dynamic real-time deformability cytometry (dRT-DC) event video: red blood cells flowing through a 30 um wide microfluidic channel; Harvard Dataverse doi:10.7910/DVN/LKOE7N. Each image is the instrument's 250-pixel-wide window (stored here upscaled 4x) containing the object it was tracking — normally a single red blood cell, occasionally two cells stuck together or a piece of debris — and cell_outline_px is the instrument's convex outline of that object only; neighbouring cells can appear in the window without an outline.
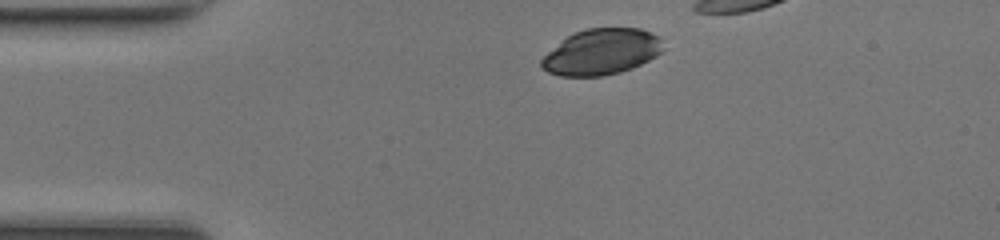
{"species": "common noctule bat (a hibernating species)", "species_latin": "Nyctalus noctula", "temperature_condition": "room temperature", "stored_images_in_passage": 18, "camera_frame_rate_fps": 3000, "um_per_image_px": 0.085, "animal": {"sex": "female", "body_mass_g": 17.0, "forearm_length_mm": 48.0}, "frame": {"image": 1, "passage_image": 1, "time_ms": 0.0, "image_size_px": [1000, 240], "cell_outline_px": [[660, 52], [656, 56], [632, 68], [620, 72], [600, 76], [560, 76], [548, 72], [540, 64], [540, 60], [548, 52], [568, 36], [576, 32], [588, 28], [640, 28], [660, 36]], "centroid_in_image_um": [51.11, 4.41], "position_along_channel_um": 33.9, "area_um2": 32.08}}
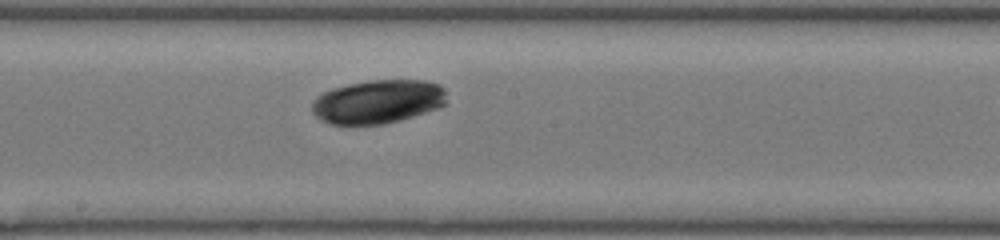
{"frame": {"image": 2, "passage_image": 17, "time_ms": 5.333, "image_size_px": [1000, 240], "cell_outline_px": [[444, 104], [436, 108], [400, 120], [384, 124], [332, 124], [320, 120], [312, 112], [312, 104], [324, 92], [332, 88], [348, 84], [368, 80], [424, 80], [440, 84], [444, 88]], "centroid_in_image_um": [32.1, 8.63], "position_along_channel_um": 216.1, "area_um2": 33.93}}